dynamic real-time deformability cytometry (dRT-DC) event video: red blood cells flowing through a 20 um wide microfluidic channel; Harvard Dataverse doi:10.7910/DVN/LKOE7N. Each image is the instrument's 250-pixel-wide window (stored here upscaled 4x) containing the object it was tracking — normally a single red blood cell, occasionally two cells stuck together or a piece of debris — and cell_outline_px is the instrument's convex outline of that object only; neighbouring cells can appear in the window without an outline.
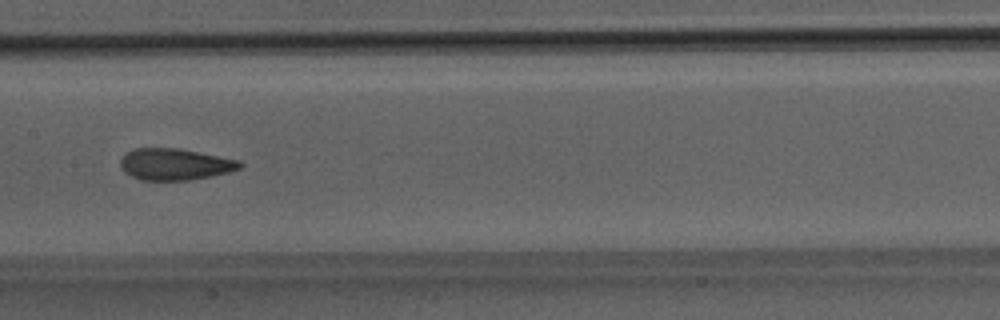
{"species": "Egyptian fruit bat (a non-hibernating species)", "species_latin": "Rousettus aegyptiacus", "temperature_condition": "room temperature", "stored_images_in_passage": 19, "camera_frame_rate_fps": 3000, "um_per_image_px": 0.085, "animal": {"sex": "male"}, "frame": {"image": 1, "passage_image": 19, "time_ms": 6.0, "image_size_px": [1000, 320], "cell_outline_px": [[244, 164], [240, 168], [228, 172], [212, 176], [188, 180], [140, 180], [124, 172], [120, 164], [120, 160], [128, 152], [136, 148], [176, 148], [240, 160]], "centroid_in_image_um": [14.88, 13.97], "position_along_channel_um": 192.5, "area_um2": 21.79}}